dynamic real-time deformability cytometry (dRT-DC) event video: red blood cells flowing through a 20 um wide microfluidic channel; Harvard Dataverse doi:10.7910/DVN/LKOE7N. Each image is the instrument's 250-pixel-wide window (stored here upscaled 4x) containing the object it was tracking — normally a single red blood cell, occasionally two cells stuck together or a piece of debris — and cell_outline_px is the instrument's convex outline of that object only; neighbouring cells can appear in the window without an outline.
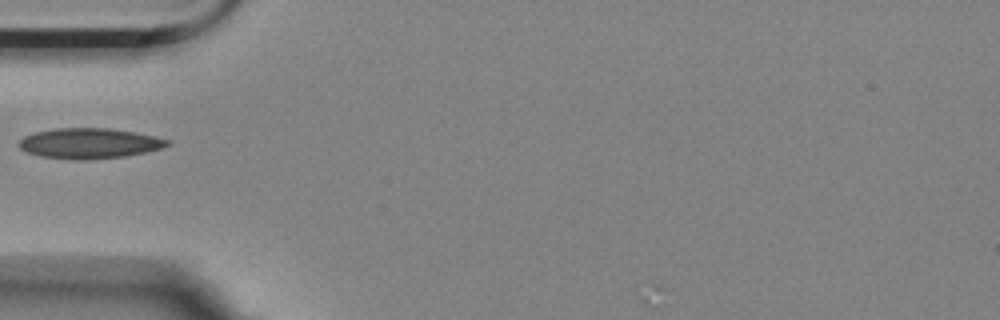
{"species": "Egyptian fruit bat (a non-hibernating species)", "species_latin": "Rousettus aegyptiacus", "temperature_condition": "room temperature", "stored_images_in_passage": 1, "camera_frame_rate_fps": 3000, "um_per_image_px": 0.085, "animal": {"sex": "female"}, "frame": {"image": 1, "passage_image": 1, "time_ms": 0.0, "image_size_px": [1000, 320], "cell_outline_px": [[172, 144], [160, 148], [144, 152], [124, 156], [84, 160], [72, 160], [40, 156], [28, 152], [20, 148], [20, 140], [24, 136], [36, 132], [56, 128], [108, 128], [136, 132], [156, 136], [172, 140]], "centroid_in_image_um": [7.63, 12.18], "position_along_channel_um": 77.4, "area_um2": 26.24}}